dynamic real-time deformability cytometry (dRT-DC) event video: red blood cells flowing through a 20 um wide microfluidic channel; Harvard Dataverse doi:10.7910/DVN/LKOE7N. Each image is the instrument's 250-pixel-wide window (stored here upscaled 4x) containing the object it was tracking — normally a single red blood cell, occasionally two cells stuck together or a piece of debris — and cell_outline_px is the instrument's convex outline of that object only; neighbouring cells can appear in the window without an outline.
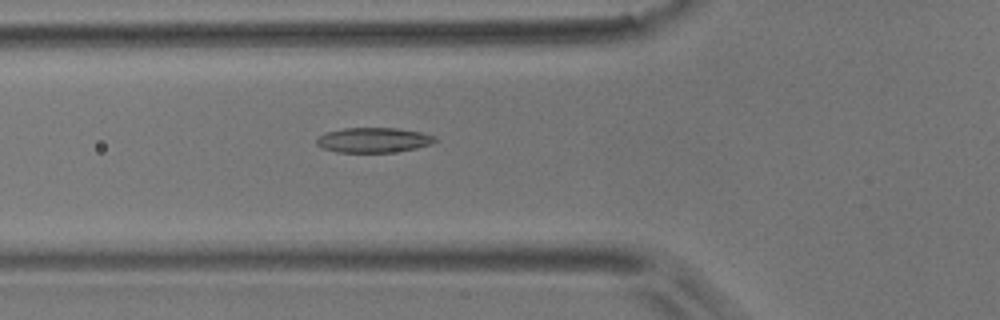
{"species": "common noctule bat (a hibernating species)", "species_latin": "Nyctalus noctula", "temperature_condition": "room temperature", "stored_images_in_passage": 39, "camera_frame_rate_fps": 3000, "um_per_image_px": 0.085, "animal": {"sex": "male", "body_mass_g": 17.9}, "frame": {"image": 1, "passage_image": 6, "time_ms": 1.667, "image_size_px": [1000, 320], "cell_outline_px": [[436, 140], [432, 144], [416, 148], [392, 152], [336, 152], [324, 148], [316, 144], [316, 140], [324, 132], [344, 128], [400, 128], [424, 132], [436, 136]], "centroid_in_image_um": [31.78, 11.89], "position_along_channel_um": 94.0, "area_um2": 17.34}}
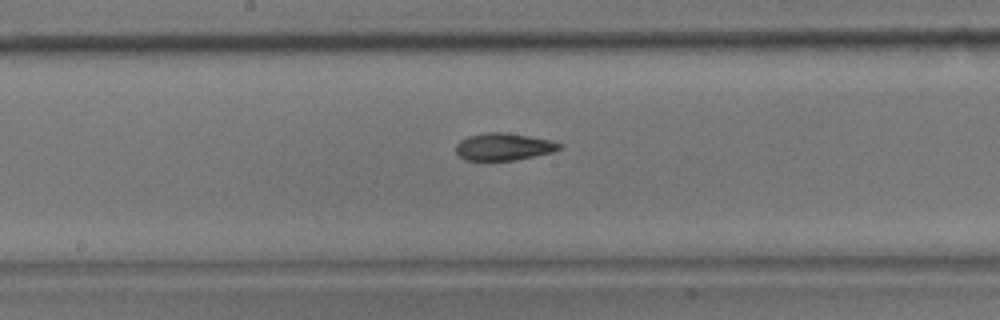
{"frame": {"image": 2, "passage_image": 15, "time_ms": 4.667, "image_size_px": [1000, 320], "cell_outline_px": [[564, 144], [560, 148], [552, 152], [516, 160], [464, 160], [456, 152], [456, 144], [460, 140], [468, 136], [488, 132], [504, 132], [528, 136], [548, 140]], "centroid_in_image_um": [42.79, 12.47], "position_along_channel_um": 205.4, "area_um2": 16.3}}
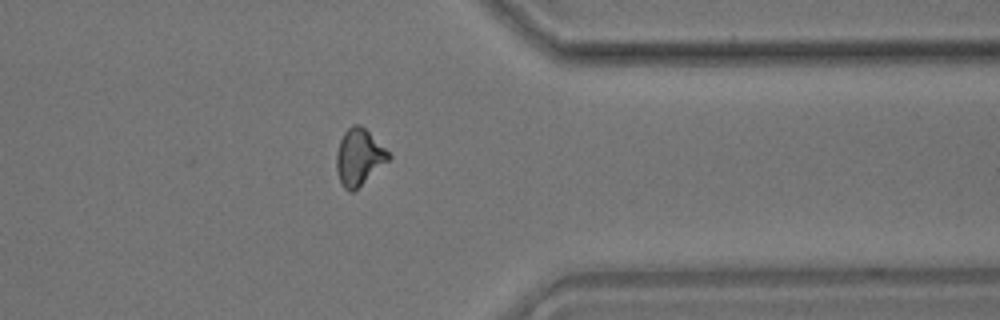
{"frame": {"image": 3, "passage_image": 30, "time_ms": 9.667, "image_size_px": [1000, 320], "cell_outline_px": [[392, 156], [388, 160], [352, 192], [348, 192], [344, 188], [340, 180], [336, 168], [336, 152], [340, 140], [344, 132], [352, 124], [360, 124]], "centroid_in_image_um": [30.47, 13.34], "position_along_channel_um": 380.9, "area_um2": 16.65}, "authors_computed_cell_mechanics": {"area_um2": 16.473, "velocity_mm_per_s": 3.6814, "shape_relaxation_time_tau1_ms": 7.0628, "shape_relaxation_time_tau2_ms": 3.1222, "deformation_change_tau1": 0.1729, "deformation_change_tau2": 0.0995}}